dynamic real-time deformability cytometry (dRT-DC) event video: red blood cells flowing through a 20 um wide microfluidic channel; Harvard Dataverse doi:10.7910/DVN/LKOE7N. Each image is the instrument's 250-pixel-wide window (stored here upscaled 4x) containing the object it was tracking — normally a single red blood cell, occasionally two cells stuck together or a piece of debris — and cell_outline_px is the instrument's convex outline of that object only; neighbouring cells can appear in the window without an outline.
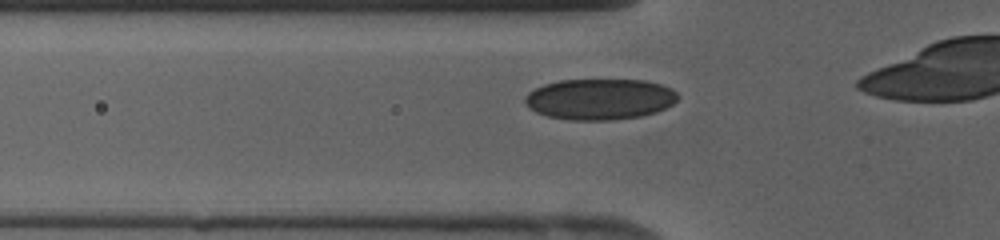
{"species": "human", "species_latin": "Homo sapiens", "temperature_condition": "cold", "stored_images_in_passage": 9, "camera_frame_rate_fps": 3000, "um_per_image_px": 0.085, "donor": {"sex": "female"}, "frame": {"image": 1, "passage_image": 4, "time_ms": 1.0, "image_size_px": [1000, 240], "cell_outline_px": [[680, 96], [672, 104], [656, 112], [640, 116], [612, 120], [572, 120], [548, 116], [536, 112], [528, 108], [524, 100], [524, 96], [528, 92], [544, 84], [560, 80], [644, 80], [660, 84], [672, 88]], "centroid_in_image_um": [50.97, 8.42], "position_along_channel_um": 74.8, "area_um2": 36.53}}
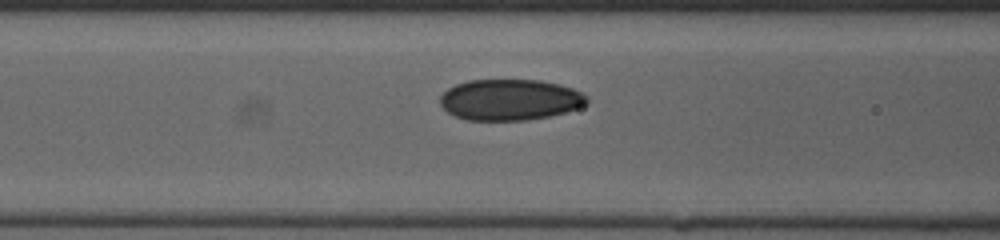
{"frame": {"image": 2, "passage_image": 7, "time_ms": 2.0, "image_size_px": [1000, 240], "cell_outline_px": [[588, 104], [564, 112], [548, 116], [528, 120], [468, 120], [456, 116], [448, 112], [440, 104], [440, 96], [448, 88], [456, 84], [468, 80], [540, 80], [560, 84], [572, 88], [588, 96]], "centroid_in_image_um": [43.35, 8.47], "position_along_channel_um": 123.3, "area_um2": 35.08}}